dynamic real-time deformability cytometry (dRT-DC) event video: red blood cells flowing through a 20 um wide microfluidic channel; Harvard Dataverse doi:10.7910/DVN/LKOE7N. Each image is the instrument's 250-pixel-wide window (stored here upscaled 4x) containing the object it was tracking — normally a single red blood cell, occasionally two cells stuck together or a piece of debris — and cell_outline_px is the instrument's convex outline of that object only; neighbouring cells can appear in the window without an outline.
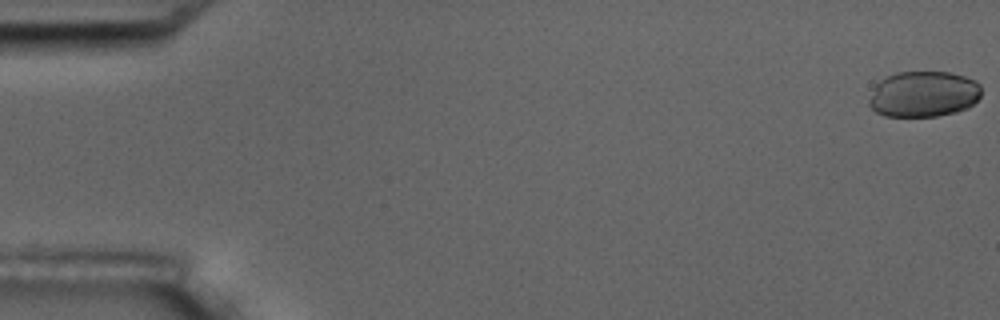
{"species": "common noctule bat (a hibernating species)", "species_latin": "Nyctalus noctula", "temperature_condition": "room temperature", "stored_images_in_passage": 7, "camera_frame_rate_fps": 3000, "um_per_image_px": 0.085, "animal": {"sex": "male", "body_mass_g": 17.5, "forearm_length_mm": 52.3}, "frame": {"image": 1, "passage_image": 1, "time_ms": 0.0, "image_size_px": [1000, 320], "cell_outline_px": [[980, 96], [968, 108], [956, 112], [936, 116], [884, 116], [876, 112], [868, 104], [868, 100], [876, 84], [880, 80], [896, 72], [948, 72], [964, 76], [976, 80], [980, 84]], "centroid_in_image_um": [78.5, 8.0], "position_along_channel_um": 6.5, "area_um2": 30.06}}